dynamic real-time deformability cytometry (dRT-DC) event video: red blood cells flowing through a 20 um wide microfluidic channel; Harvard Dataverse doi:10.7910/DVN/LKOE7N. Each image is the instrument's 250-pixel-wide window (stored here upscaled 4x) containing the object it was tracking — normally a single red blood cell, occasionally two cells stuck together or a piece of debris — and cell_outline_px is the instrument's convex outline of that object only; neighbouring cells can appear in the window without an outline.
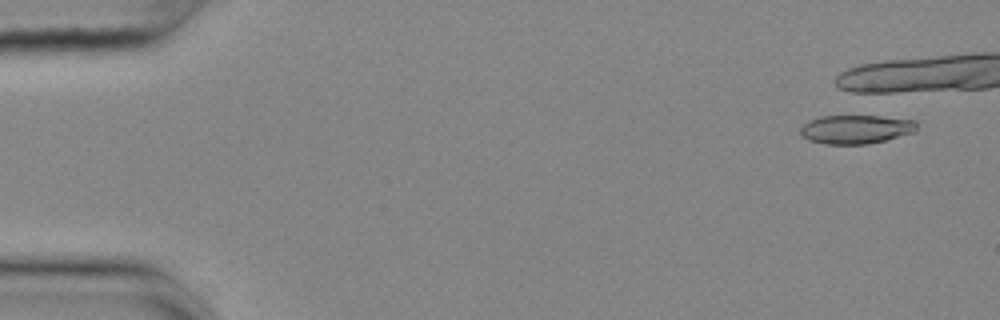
{"species": "common noctule bat (a hibernating species)", "species_latin": "Nyctalus noctula", "temperature_condition": "cold", "stored_images_in_passage": 5, "camera_frame_rate_fps": 3000, "um_per_image_px": 0.085, "animal": {"sex": "female", "body_mass_g": 25.1}, "frame": {"image": 1, "passage_image": 4, "time_ms": 1.0, "image_size_px": [1000, 320], "cell_outline_px": [[916, 132], [868, 144], [824, 144], [808, 140], [800, 132], [800, 128], [808, 120], [820, 116], [880, 116], [916, 120]], "centroid_in_image_um": [72.75, 10.98], "position_along_channel_um": 12.3, "area_um2": 19.54}}